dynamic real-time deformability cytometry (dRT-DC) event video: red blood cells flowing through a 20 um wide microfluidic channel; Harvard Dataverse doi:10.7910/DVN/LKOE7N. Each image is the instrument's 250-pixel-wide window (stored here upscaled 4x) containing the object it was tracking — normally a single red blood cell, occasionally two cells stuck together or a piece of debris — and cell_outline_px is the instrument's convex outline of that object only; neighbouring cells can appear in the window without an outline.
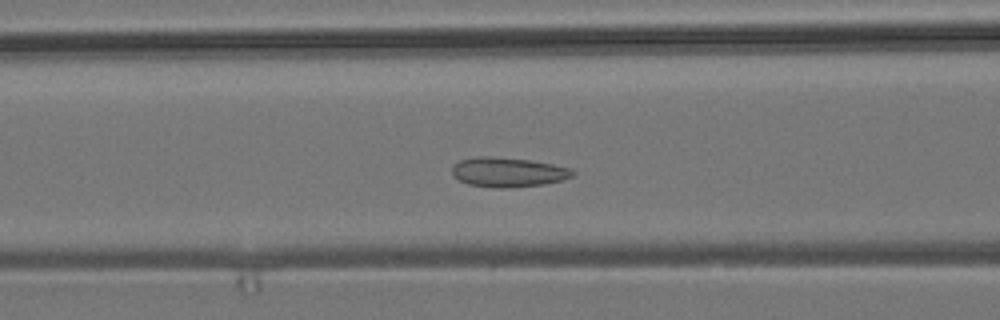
{"species": "common noctule bat (a hibernating species)", "species_latin": "Nyctalus noctula", "temperature_condition": "room temperature", "stored_images_in_passage": 51, "camera_frame_rate_fps": 3000, "um_per_image_px": 0.085, "animal": {"sex": "male", "body_mass_g": 19.2, "forearm_length_mm": 51.8}, "frame": {"image": 1, "passage_image": 19, "time_ms": 6.0, "image_size_px": [1000, 320], "cell_outline_px": [[576, 172], [572, 176], [560, 180], [544, 184], [508, 188], [496, 188], [468, 184], [452, 176], [452, 164], [460, 160], [476, 156], [488, 156], [532, 160], [572, 168]], "centroid_in_image_um": [43.16, 14.63], "position_along_channel_um": 123.4, "area_um2": 20.92}}
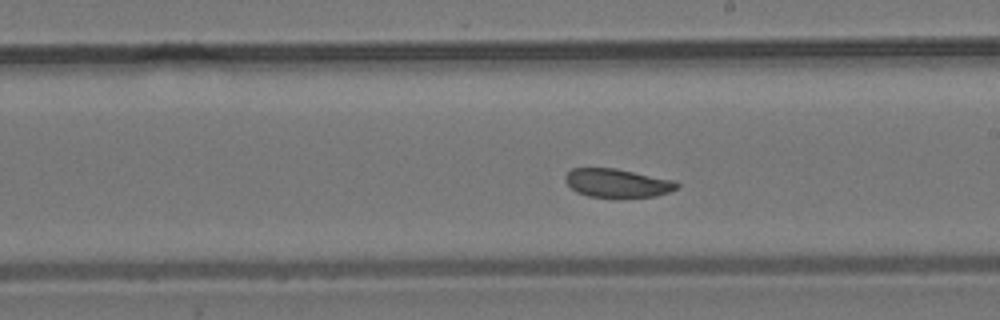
{"frame": {"image": 2, "passage_image": 28, "time_ms": 9.0, "image_size_px": [1000, 320], "cell_outline_px": [[680, 184], [676, 188], [668, 192], [656, 196], [588, 196], [576, 192], [564, 180], [564, 176], [572, 168], [616, 168], [676, 180]], "centroid_in_image_um": [52.47, 15.53], "position_along_channel_um": 236.5, "area_um2": 18.38}}
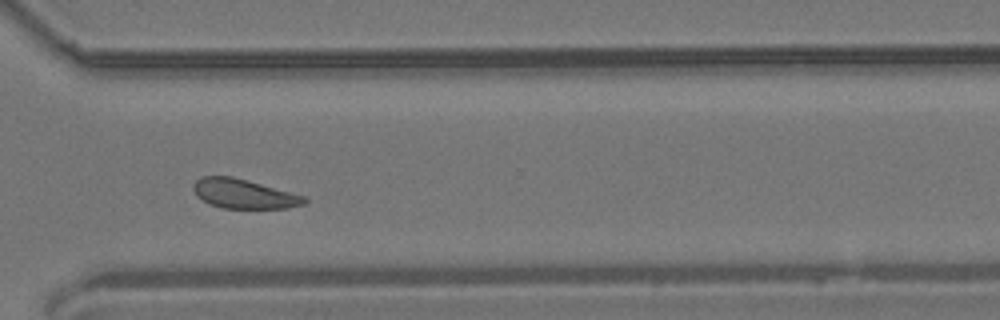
{"frame": {"image": 3, "passage_image": 37, "time_ms": 12.0, "image_size_px": [1000, 320], "cell_outline_px": [[308, 200], [304, 204], [288, 208], [224, 208], [208, 204], [192, 188], [192, 184], [200, 176], [232, 176], [248, 180], [308, 196]], "centroid_in_image_um": [20.78, 16.46], "position_along_channel_um": 349.8, "area_um2": 19.13}, "authors_computed_cell_mechanics": {"area_um2": 19.9988, "velocity_mm_per_s": 3.7835, "shape_relaxation_time_tau1_ms": null, "shape_relaxation_time_tau2_ms": 1.9657, "deformation_change_tau1": null, "deformation_change_tau2": 0.0713}}